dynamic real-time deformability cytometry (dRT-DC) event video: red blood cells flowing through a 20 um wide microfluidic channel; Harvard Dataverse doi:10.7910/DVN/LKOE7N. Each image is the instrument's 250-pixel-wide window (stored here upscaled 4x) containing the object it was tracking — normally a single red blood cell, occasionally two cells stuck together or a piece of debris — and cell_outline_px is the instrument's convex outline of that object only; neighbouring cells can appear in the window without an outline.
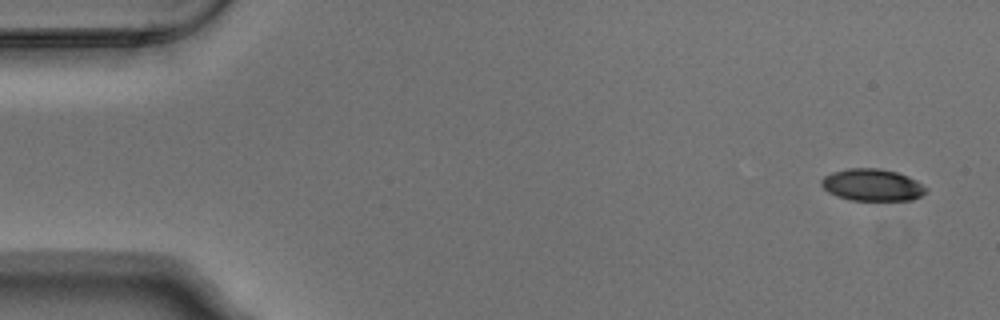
{"species": "Egyptian fruit bat (a non-hibernating species)", "species_latin": "Rousettus aegyptiacus", "temperature_condition": "warm", "stored_images_in_passage": 5, "camera_frame_rate_fps": 3000, "um_per_image_px": 0.085, "animal": {"sex": "male"}, "frame": {"image": 1, "passage_image": 5, "time_ms": 1.333, "image_size_px": [1000, 320], "cell_outline_px": [[928, 188], [920, 196], [912, 200], [852, 200], [836, 196], [828, 192], [820, 184], [820, 180], [824, 176], [832, 172], [848, 168], [880, 168], [896, 172], [908, 176], [916, 180]], "centroid_in_image_um": [74.12, 15.71], "position_along_channel_um": 10.9, "area_um2": 19.54}}